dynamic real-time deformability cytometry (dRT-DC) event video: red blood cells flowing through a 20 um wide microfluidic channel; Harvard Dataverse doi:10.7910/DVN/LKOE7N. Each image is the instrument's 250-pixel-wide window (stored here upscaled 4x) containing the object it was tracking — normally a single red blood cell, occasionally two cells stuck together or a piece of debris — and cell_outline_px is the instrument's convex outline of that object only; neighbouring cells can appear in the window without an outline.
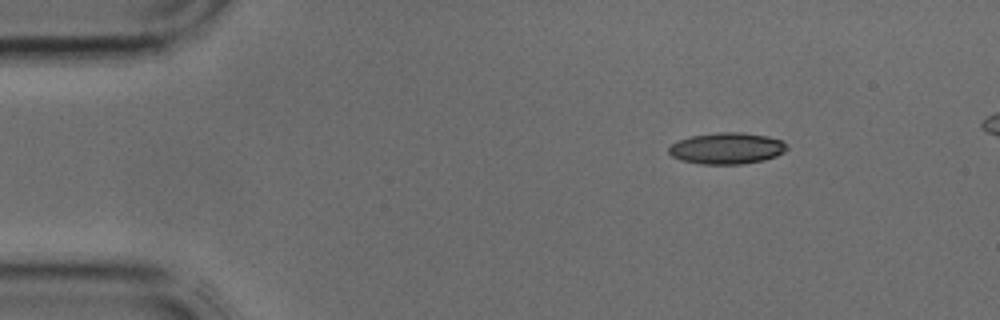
{"species": "common noctule bat (a hibernating species)", "species_latin": "Nyctalus noctula", "temperature_condition": "cold", "stored_images_in_passage": 4, "segment_of_instrument_passage": [1, 2], "camera_frame_rate_fps": 3000, "um_per_image_px": 0.085, "animal": {"sex": "male", "body_mass_g": 17.9, "forearm_length_mm": 54.2}, "frame": {"image": 1, "passage_image": 1, "time_ms": 0.0, "image_size_px": [1000, 320], "cell_outline_px": [[788, 148], [784, 152], [776, 156], [764, 160], [740, 164], [700, 164], [680, 160], [672, 156], [668, 152], [668, 148], [672, 144], [680, 140], [692, 136], [716, 132], [744, 132], [768, 136], [780, 140], [788, 144]], "centroid_in_image_um": [61.8, 12.6], "position_along_channel_um": 23.2, "area_um2": 21.68}}